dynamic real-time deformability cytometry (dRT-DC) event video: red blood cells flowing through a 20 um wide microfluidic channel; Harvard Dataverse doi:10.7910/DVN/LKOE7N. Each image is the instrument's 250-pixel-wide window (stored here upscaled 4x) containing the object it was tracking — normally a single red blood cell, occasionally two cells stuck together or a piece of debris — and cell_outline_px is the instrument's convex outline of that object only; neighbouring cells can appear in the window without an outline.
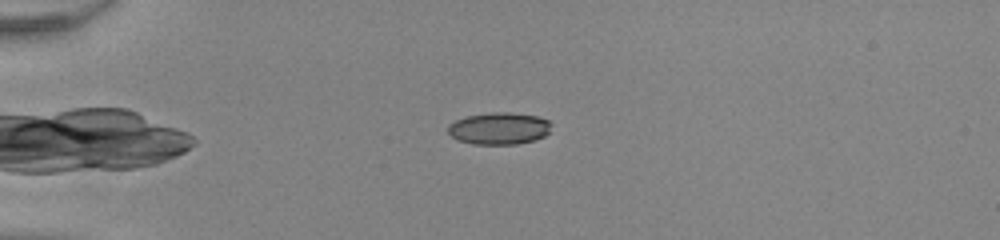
{"species": "common noctule bat (a hibernating species)", "species_latin": "Nyctalus noctula", "temperature_condition": "room temperature", "stored_images_in_passage": 42, "camera_frame_rate_fps": 3000, "um_per_image_px": 0.085, "animal": {"sex": "male", "body_mass_g": 20.0, "forearm_length_mm": 53.3}, "frame": {"image": 1, "passage_image": 3, "time_ms": 0.667, "image_size_px": [1000, 240], "cell_outline_px": [[552, 124], [548, 132], [544, 136], [532, 140], [516, 144], [472, 144], [460, 140], [452, 136], [448, 132], [448, 124], [456, 120], [468, 116], [492, 112], [508, 112], [536, 116], [548, 120]], "centroid_in_image_um": [42.42, 10.91], "position_along_channel_um": 42.6, "area_um2": 19.07}}
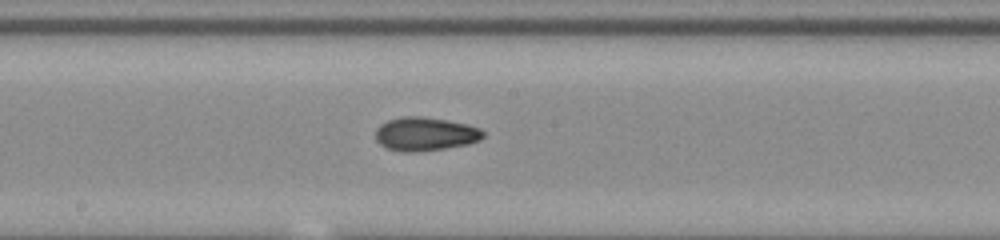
{"frame": {"image": 2, "passage_image": 19, "time_ms": 6.0, "image_size_px": [1000, 240], "cell_outline_px": [[484, 136], [480, 140], [468, 144], [444, 148], [412, 152], [404, 152], [388, 148], [380, 144], [376, 140], [376, 128], [380, 124], [388, 120], [404, 116], [420, 116], [448, 120], [468, 124], [480, 128], [484, 132]], "centroid_in_image_um": [36.15, 11.38], "position_along_channel_um": 212.0, "area_um2": 21.04}}
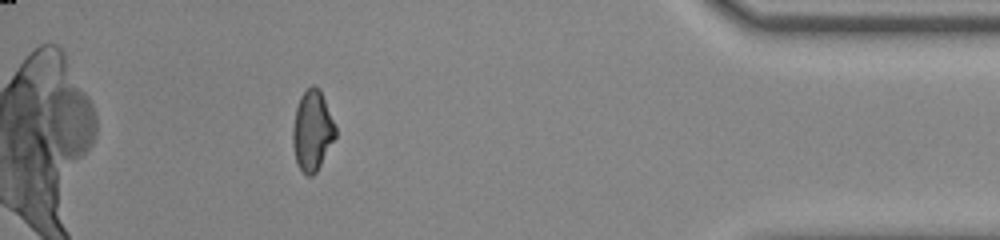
{"frame": {"image": 3, "passage_image": 37, "time_ms": 12.0, "image_size_px": [1000, 240], "cell_outline_px": [[336, 136], [316, 172], [312, 176], [308, 176], [300, 168], [296, 160], [292, 144], [292, 128], [296, 108], [300, 96], [312, 84], [316, 84], [320, 88], [336, 124]], "centroid_in_image_um": [26.55, 11.05], "position_along_channel_um": 408.6, "area_um2": 20.11}, "authors_computed_cell_mechanics": {"area_um2": 19.8543, "velocity_mm_per_s": 3.9513, "shape_relaxation_time_tau1_ms": null, "shape_relaxation_time_tau2_ms": 2.4015, "deformation_change_tau1": null, "deformation_change_tau2": 0.0742}}